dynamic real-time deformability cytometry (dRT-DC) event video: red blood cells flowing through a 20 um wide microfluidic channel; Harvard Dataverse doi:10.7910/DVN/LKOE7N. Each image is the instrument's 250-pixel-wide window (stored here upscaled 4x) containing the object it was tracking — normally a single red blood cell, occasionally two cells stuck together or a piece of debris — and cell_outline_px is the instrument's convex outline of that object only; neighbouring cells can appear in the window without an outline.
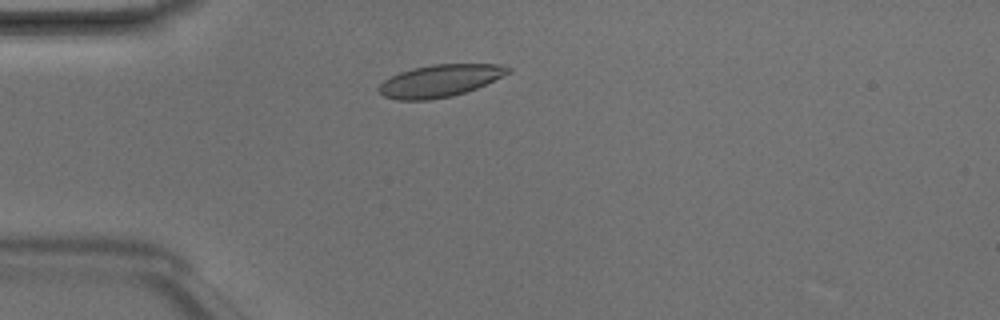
{"species": "Egyptian fruit bat (a non-hibernating species)", "species_latin": "Rousettus aegyptiacus", "temperature_condition": "room temperature", "stored_images_in_passage": 1, "camera_frame_rate_fps": 3000, "um_per_image_px": 0.085, "animal": {"sex": "male"}, "frame": {"image": 1, "passage_image": 1, "time_ms": 0.0, "image_size_px": [1000, 320], "cell_outline_px": [[512, 72], [476, 88], [452, 96], [428, 100], [396, 100], [384, 96], [376, 88], [384, 80], [400, 72], [412, 68], [432, 64], [500, 64], [512, 68]], "centroid_in_image_um": [37.39, 6.86], "position_along_channel_um": 47.6, "area_um2": 24.28}}